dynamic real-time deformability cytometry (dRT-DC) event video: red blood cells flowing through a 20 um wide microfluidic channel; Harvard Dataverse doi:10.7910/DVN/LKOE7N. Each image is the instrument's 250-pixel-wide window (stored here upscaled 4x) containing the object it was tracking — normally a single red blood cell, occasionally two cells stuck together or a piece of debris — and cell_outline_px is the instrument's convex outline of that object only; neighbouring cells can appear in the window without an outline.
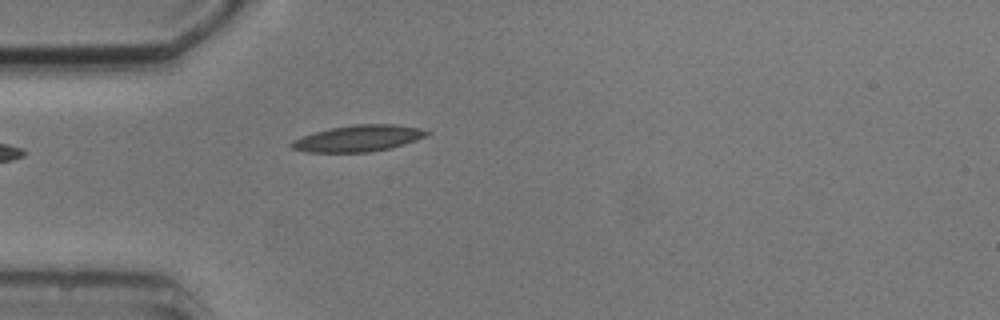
{"species": "common noctule bat (a hibernating species)", "species_latin": "Nyctalus noctula", "temperature_condition": "cold", "stored_images_in_passage": 3, "camera_frame_rate_fps": 3000, "um_per_image_px": 0.085, "animal": {"sex": "male", "body_mass_g": 20.5, "forearm_length_mm": 52.5}, "frame": {"image": 1, "passage_image": 3, "time_ms": 2.333, "image_size_px": [1000, 320], "cell_outline_px": [[432, 132], [416, 140], [404, 144], [388, 148], [368, 152], [308, 152], [292, 148], [288, 144], [292, 140], [316, 132], [332, 128], [352, 124], [396, 124], [420, 128]], "centroid_in_image_um": [30.46, 11.75], "position_along_channel_um": 54.5, "area_um2": 20.58}}